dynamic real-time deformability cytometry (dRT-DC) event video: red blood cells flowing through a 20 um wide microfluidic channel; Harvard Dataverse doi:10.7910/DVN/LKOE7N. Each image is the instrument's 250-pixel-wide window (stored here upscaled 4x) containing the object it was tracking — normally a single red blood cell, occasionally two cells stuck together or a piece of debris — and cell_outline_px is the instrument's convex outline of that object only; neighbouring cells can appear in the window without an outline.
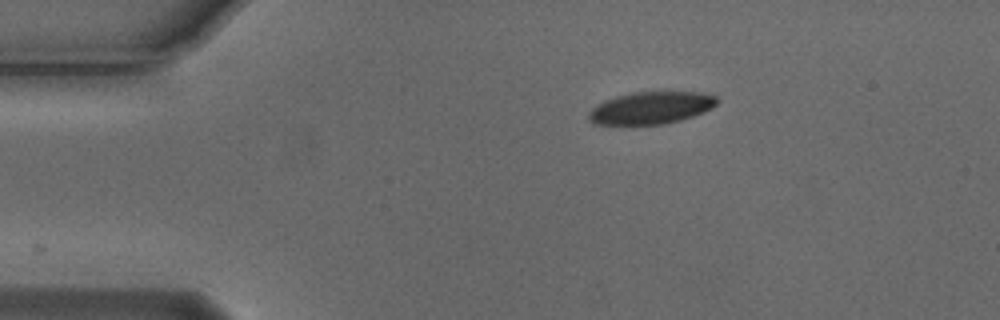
{"species": "Egyptian fruit bat (a non-hibernating species)", "species_latin": "Rousettus aegyptiacus", "temperature_condition": "cold", "stored_images_in_passage": 7, "camera_frame_rate_fps": 3000, "um_per_image_px": 0.085, "animal": {"sex": "male"}, "frame": {"image": 1, "passage_image": 1, "time_ms": 0.0, "image_size_px": [1000, 320], "cell_outline_px": [[720, 100], [712, 108], [704, 112], [680, 120], [664, 124], [592, 124], [588, 120], [588, 112], [596, 104], [604, 100], [628, 92], [700, 92], [716, 96]], "centroid_in_image_um": [55.32, 9.16], "position_along_channel_um": 29.7, "area_um2": 24.28}}